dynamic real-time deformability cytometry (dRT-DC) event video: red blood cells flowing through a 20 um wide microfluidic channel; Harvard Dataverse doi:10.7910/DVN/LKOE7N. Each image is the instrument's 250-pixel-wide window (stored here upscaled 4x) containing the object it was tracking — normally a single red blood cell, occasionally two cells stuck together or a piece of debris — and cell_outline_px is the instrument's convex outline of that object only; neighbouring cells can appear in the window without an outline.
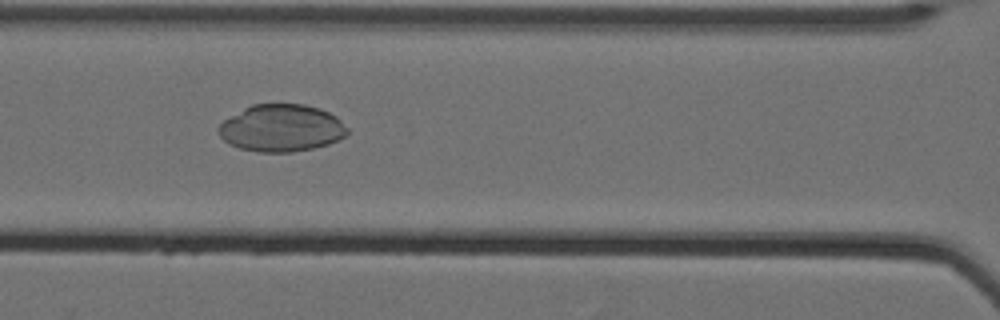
{"species": "Egyptian fruit bat (a non-hibernating species)", "species_latin": "Rousettus aegyptiacus", "temperature_condition": "cold", "stored_images_in_passage": 61, "camera_frame_rate_fps": 3000, "um_per_image_px": 0.085, "animal": {"sex": "female"}, "frame": {"image": 1, "passage_image": 31, "time_ms": 10.0, "image_size_px": [1000, 320], "cell_outline_px": [[348, 132], [340, 140], [328, 144], [312, 148], [292, 152], [256, 152], [240, 148], [228, 144], [220, 136], [216, 128], [224, 120], [244, 108], [252, 104], [304, 104], [320, 108], [336, 116], [348, 128]], "centroid_in_image_um": [23.91, 10.89], "position_along_channel_um": 142.7, "area_um2": 35.55}}
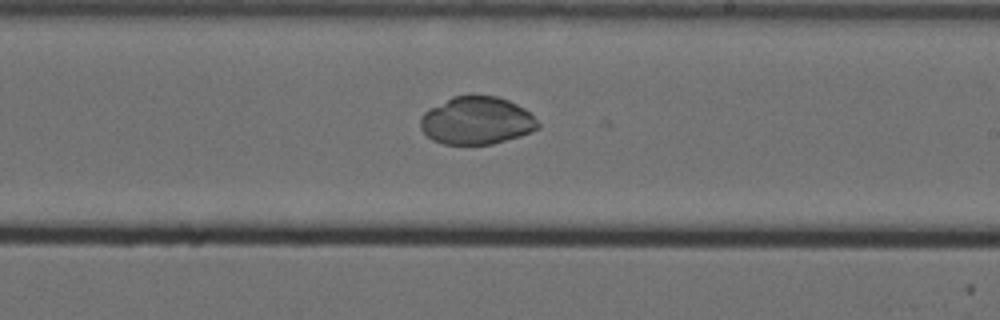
{"frame": {"image": 2, "passage_image": 40, "time_ms": 13.0, "image_size_px": [1000, 320], "cell_outline_px": [[540, 128], [532, 132], [520, 136], [492, 144], [444, 144], [432, 140], [420, 128], [420, 116], [428, 108], [452, 96], [496, 96], [508, 100], [524, 108], [540, 124]], "centroid_in_image_um": [40.49, 10.26], "position_along_channel_um": 248.5, "area_um2": 32.71}}
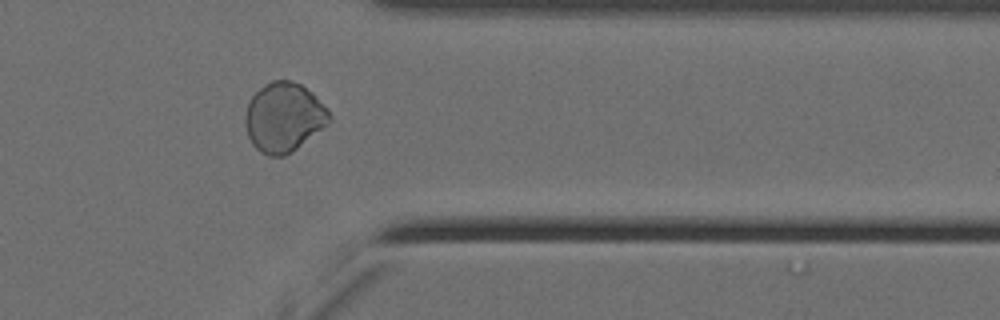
{"frame": {"image": 3, "passage_image": 52, "time_ms": 17.0, "image_size_px": [1000, 320], "cell_outline_px": [[332, 120], [328, 124], [292, 152], [284, 156], [268, 156], [260, 152], [252, 144], [248, 136], [244, 124], [244, 116], [248, 100], [264, 84], [272, 80], [288, 80], [300, 84], [312, 92], [328, 112]], "centroid_in_image_um": [24.08, 9.98], "position_along_channel_um": 387.3, "area_um2": 33.99}}